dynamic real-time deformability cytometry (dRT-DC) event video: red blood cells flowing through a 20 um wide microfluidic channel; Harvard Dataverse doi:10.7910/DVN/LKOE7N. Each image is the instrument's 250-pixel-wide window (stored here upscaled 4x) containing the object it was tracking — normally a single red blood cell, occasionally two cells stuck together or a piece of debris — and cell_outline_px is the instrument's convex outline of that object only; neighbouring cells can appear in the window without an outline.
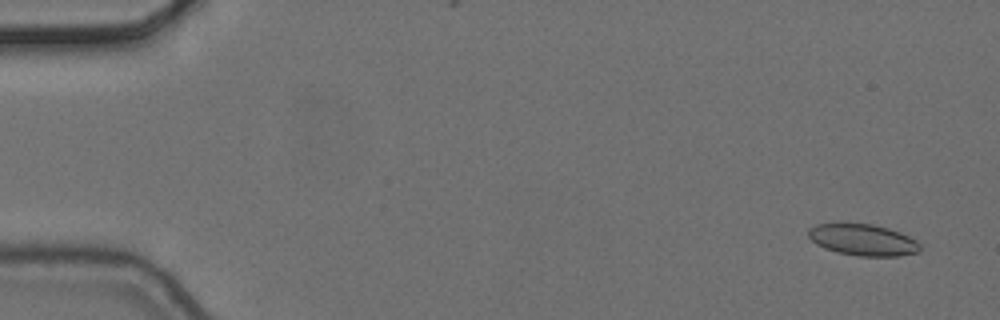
{"species": "common noctule bat (a hibernating species)", "species_latin": "Nyctalus noctula", "temperature_condition": "cold", "stored_images_in_passage": 4, "camera_frame_rate_fps": 3000, "um_per_image_px": 0.085, "animal": {"sex": "female", "body_mass_g": 24.6, "forearm_length_mm": 56.2}, "frame": {"image": 1, "passage_image": 1, "time_ms": 0.0, "image_size_px": [1000, 320], "cell_outline_px": [[920, 252], [900, 256], [856, 256], [836, 252], [824, 248], [816, 244], [808, 236], [808, 228], [816, 224], [840, 220], [872, 224], [888, 228], [908, 236], [916, 240], [920, 244]], "centroid_in_image_um": [73.28, 20.35], "position_along_channel_um": 11.7, "area_um2": 21.27}}
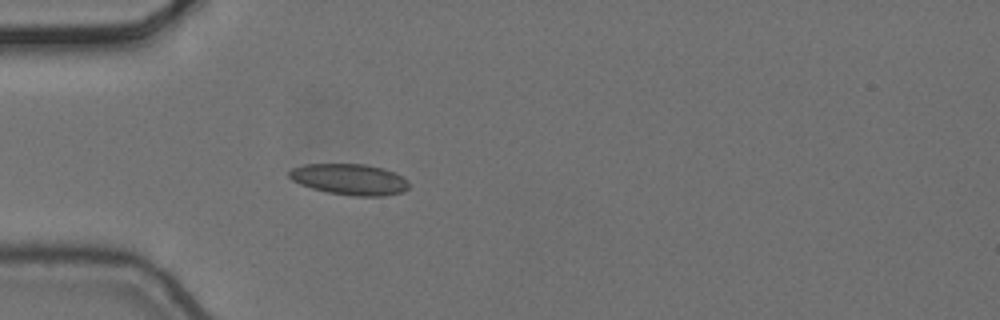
{"frame": {"image": 2, "passage_image": 4, "time_ms": 1.0, "image_size_px": [1000, 320], "cell_outline_px": [[408, 188], [404, 192], [384, 196], [352, 196], [328, 192], [312, 188], [300, 184], [292, 180], [288, 176], [288, 172], [292, 168], [304, 164], [364, 164], [384, 168], [396, 172], [408, 180]], "centroid_in_image_um": [29.74, 15.24], "position_along_channel_um": 55.3, "area_um2": 21.85}}